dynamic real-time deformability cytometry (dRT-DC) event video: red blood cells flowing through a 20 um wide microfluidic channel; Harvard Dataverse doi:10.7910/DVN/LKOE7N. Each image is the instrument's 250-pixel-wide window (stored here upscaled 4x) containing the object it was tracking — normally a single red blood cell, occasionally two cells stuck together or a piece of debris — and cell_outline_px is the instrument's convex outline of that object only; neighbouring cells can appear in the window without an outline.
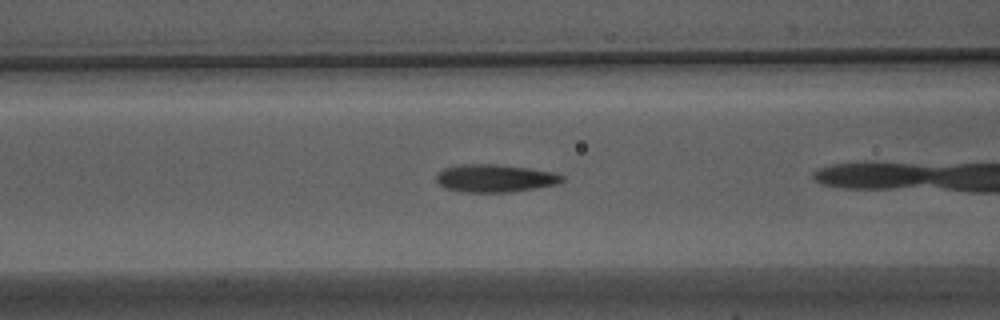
{"species": "Egyptian fruit bat (a non-hibernating species)", "species_latin": "Rousettus aegyptiacus", "temperature_condition": "warm", "stored_images_in_passage": 7, "camera_frame_rate_fps": 3000, "um_per_image_px": 0.085, "animal": {"sex": "male"}, "frame": {"image": 1, "passage_image": 6, "time_ms": 1.667, "image_size_px": [1000, 320], "cell_outline_px": [[564, 180], [560, 184], [536, 188], [508, 192], [464, 192], [448, 188], [440, 184], [436, 180], [436, 176], [444, 168], [460, 164], [496, 164], [528, 168], [552, 172], [564, 176]], "centroid_in_image_um": [42.11, 15.15], "position_along_channel_um": 124.5, "area_um2": 20.23}}